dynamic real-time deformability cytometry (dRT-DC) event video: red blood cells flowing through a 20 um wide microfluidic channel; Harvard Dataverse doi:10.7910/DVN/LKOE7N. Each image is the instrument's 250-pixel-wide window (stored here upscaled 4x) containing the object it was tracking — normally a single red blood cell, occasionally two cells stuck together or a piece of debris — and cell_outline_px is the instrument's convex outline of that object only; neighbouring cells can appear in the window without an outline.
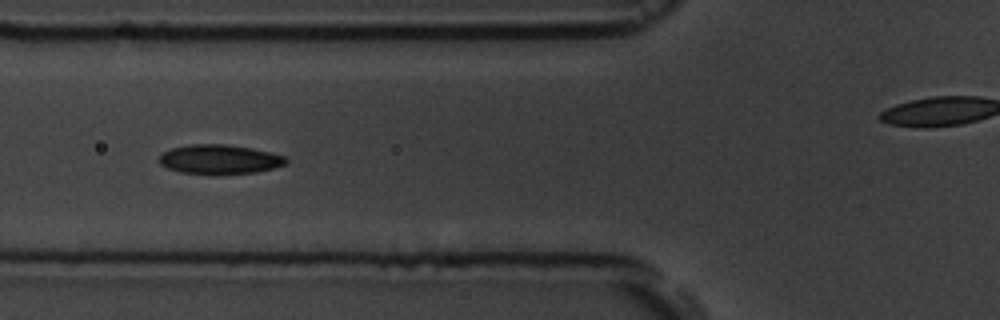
{"species": "common noctule bat (a hibernating species)", "species_latin": "Nyctalus noctula", "temperature_condition": "room temperature", "stored_images_in_passage": 17, "camera_frame_rate_fps": 3000, "um_per_image_px": 0.085, "animal": {"sex": "male", "body_mass_g": 19.5, "forearm_length_mm": 54.6}, "frame": {"image": 1, "passage_image": 6, "time_ms": 5.667, "image_size_px": [1000, 320], "cell_outline_px": [[288, 160], [284, 164], [272, 168], [256, 172], [220, 176], [212, 176], [180, 172], [168, 168], [160, 164], [160, 156], [164, 152], [172, 148], [188, 144], [224, 144], [252, 148], [272, 152], [284, 156]], "centroid_in_image_um": [18.66, 13.57], "position_along_channel_um": 107.1, "area_um2": 22.14}}
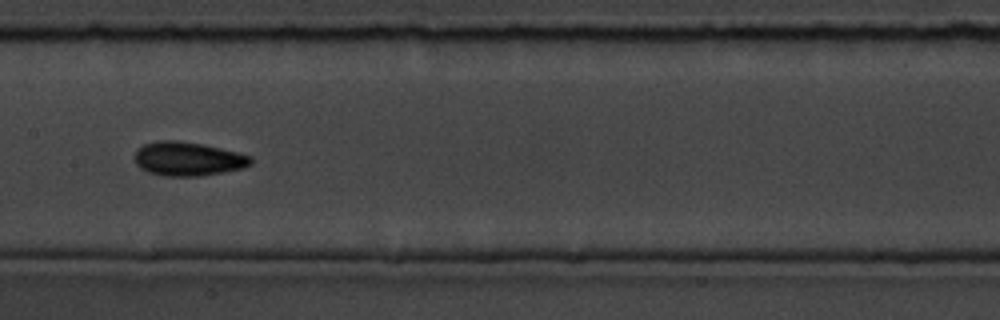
{"frame": {"image": 2, "passage_image": 8, "time_ms": 8.0, "image_size_px": [1000, 320], "cell_outline_px": [[252, 164], [244, 168], [224, 172], [200, 176], [164, 176], [148, 172], [140, 168], [136, 164], [136, 152], [144, 144], [156, 140], [176, 140], [200, 144], [240, 152], [252, 156]], "centroid_in_image_um": [16.01, 13.51], "position_along_channel_um": 191.4, "area_um2": 23.0}}
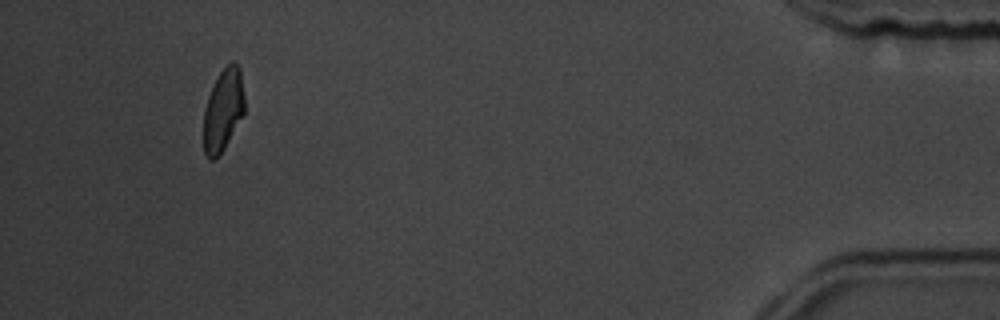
{"frame": {"image": 3, "passage_image": 17, "time_ms": 18.333, "image_size_px": [1000, 320], "cell_outline_px": [[244, 112], [224, 148], [212, 160], [208, 160], [204, 152], [204, 108], [208, 96], [220, 72], [232, 60], [240, 68], [244, 96]], "centroid_in_image_um": [18.96, 9.34], "position_along_channel_um": 416.2, "area_um2": 19.25}, "authors_computed_cell_mechanics": {"area_um2": 21.6172, "velocity_mm_per_s": 3.6104, "shape_relaxation_time_tau1_ms": 4.3945, "shape_relaxation_time_tau2_ms": 1.6591, "deformation_change_tau1": 0.097, "deformation_change_tau2": 0.0566}}